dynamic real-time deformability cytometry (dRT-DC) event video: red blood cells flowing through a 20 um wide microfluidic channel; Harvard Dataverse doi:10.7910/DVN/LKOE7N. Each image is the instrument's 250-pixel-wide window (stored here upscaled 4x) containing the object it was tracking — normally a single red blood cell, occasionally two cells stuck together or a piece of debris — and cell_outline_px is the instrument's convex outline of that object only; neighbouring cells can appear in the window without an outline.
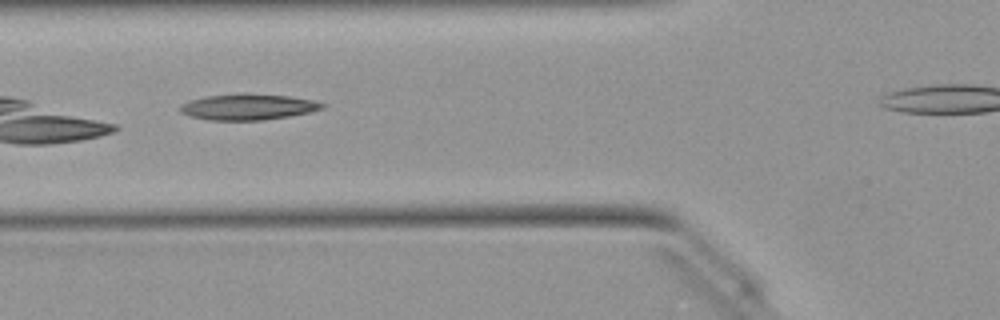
{"species": "Egyptian fruit bat (a non-hibernating species)", "species_latin": "Rousettus aegyptiacus", "temperature_condition": "warm", "stored_images_in_passage": 7, "camera_frame_rate_fps": 3000, "um_per_image_px": 0.085, "animal": {"sex": "female"}, "frame": {"image": 1, "passage_image": 4, "time_ms": 1.0, "image_size_px": [1000, 320], "cell_outline_px": [[328, 104], [324, 108], [308, 112], [288, 116], [264, 120], [208, 120], [192, 116], [180, 112], [180, 104], [188, 100], [204, 96], [244, 92], [292, 96], [316, 100]], "centroid_in_image_um": [21.1, 9.06], "position_along_channel_um": 104.7, "area_um2": 21.96}}